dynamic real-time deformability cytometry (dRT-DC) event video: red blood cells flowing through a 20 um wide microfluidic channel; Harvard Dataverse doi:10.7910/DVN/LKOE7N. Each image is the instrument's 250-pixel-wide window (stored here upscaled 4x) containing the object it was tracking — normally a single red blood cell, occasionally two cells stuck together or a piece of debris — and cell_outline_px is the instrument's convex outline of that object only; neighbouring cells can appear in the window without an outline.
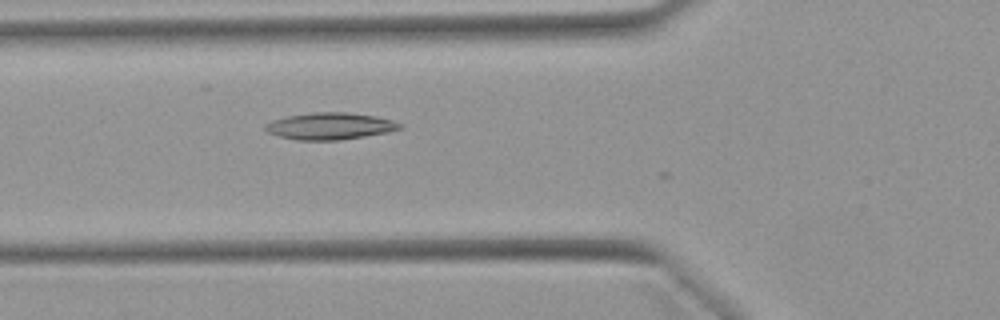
{"species": "Egyptian fruit bat (a non-hibernating species)", "species_latin": "Rousettus aegyptiacus", "temperature_condition": "warm", "stored_images_in_passage": 4, "camera_frame_rate_fps": 3000, "um_per_image_px": 0.085, "animal": {"sex": "female"}, "frame": {"image": 1, "passage_image": 2, "time_ms": 0.333, "image_size_px": [1000, 320], "cell_outline_px": [[404, 128], [388, 132], [340, 140], [296, 140], [280, 136], [268, 132], [264, 128], [264, 124], [272, 120], [288, 116], [312, 112], [348, 112], [376, 116], [392, 120], [404, 124]], "centroid_in_image_um": [28.08, 10.71], "position_along_channel_um": 97.7, "area_um2": 21.15}}